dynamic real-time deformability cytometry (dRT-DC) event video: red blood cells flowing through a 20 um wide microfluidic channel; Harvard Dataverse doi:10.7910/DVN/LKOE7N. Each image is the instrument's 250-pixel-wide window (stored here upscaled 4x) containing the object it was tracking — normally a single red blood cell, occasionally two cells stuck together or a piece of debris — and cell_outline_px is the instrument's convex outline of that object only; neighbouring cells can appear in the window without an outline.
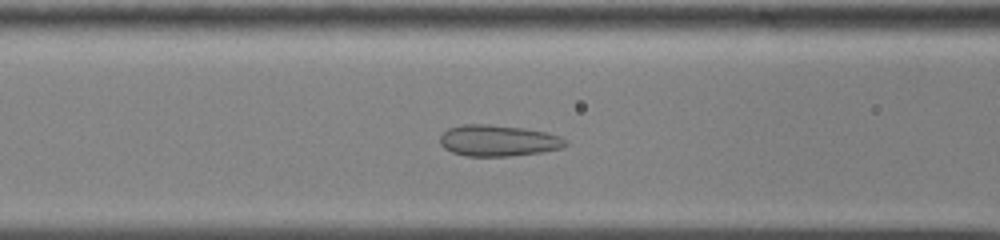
{"species": "common noctule bat (a hibernating species)", "species_latin": "Nyctalus noctula", "temperature_condition": "cold", "stored_images_in_passage": 48, "camera_frame_rate_fps": 3000, "um_per_image_px": 0.085, "animal": {"sex": "male", "body_mass_g": 13.0, "forearm_length_mm": 53.1}, "frame": {"image": 1, "passage_image": 15, "time_ms": 4.667, "image_size_px": [1000, 240], "cell_outline_px": [[568, 144], [560, 148], [540, 152], [508, 156], [468, 156], [452, 152], [444, 148], [440, 144], [440, 136], [448, 128], [464, 124], [488, 124], [524, 128], [544, 132], [560, 136], [568, 140]], "centroid_in_image_um": [42.34, 11.95], "position_along_channel_um": 124.3, "area_um2": 22.77}}
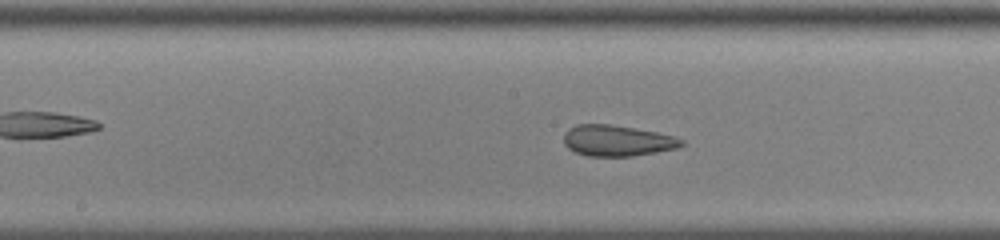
{"frame": {"image": 2, "passage_image": 21, "time_ms": 6.667, "image_size_px": [1000, 240], "cell_outline_px": [[684, 144], [680, 148], [632, 156], [588, 156], [576, 152], [568, 148], [564, 144], [564, 132], [568, 128], [576, 124], [608, 124], [656, 132], [672, 136], [684, 140]], "centroid_in_image_um": [52.45, 11.96], "position_along_channel_um": 195.8, "area_um2": 21.21}}
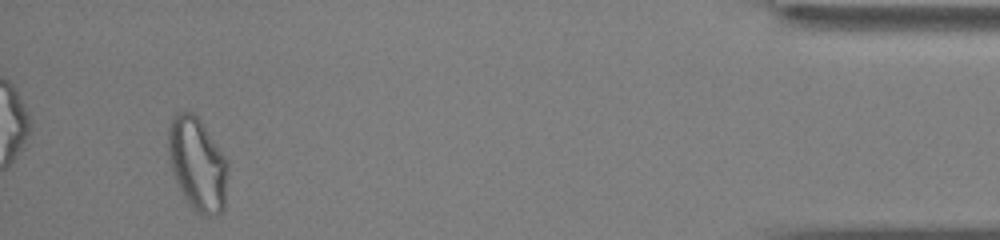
{"frame": {"image": 3, "passage_image": 45, "time_ms": 14.667, "image_size_px": [1000, 240], "cell_outline_px": [[228, 168], [224, 208], [220, 216], [200, 216], [188, 204], [172, 172], [168, 156], [168, 128], [176, 112], [192, 112], [200, 120], [228, 160]], "centroid_in_image_um": [16.79, 13.99], "position_along_channel_um": 418.4, "area_um2": 32.54}, "authors_computed_cell_mechanics": {"area_um2": 24.6228, "velocity_mm_per_s": 3.5675, "shape_relaxation_time_tau1_ms": null, "shape_relaxation_time_tau2_ms": 1.2558, "deformation_change_tau1": null, "deformation_change_tau2": 0.0953}}